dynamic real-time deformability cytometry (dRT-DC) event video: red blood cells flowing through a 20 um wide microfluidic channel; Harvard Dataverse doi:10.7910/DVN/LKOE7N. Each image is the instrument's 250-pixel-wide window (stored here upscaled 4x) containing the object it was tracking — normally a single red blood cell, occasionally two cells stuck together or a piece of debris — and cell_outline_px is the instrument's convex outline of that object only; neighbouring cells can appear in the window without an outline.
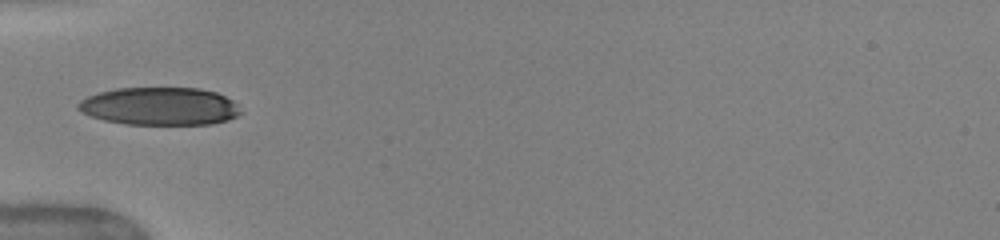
{"species": "human", "species_latin": "Homo sapiens", "temperature_condition": "warm", "stored_images_in_passage": 34, "camera_frame_rate_fps": 3000, "um_per_image_px": 0.085, "donor": {"sex": "female"}, "frame": {"image": 1, "passage_image": 1, "time_ms": 0.0, "image_size_px": [1000, 240], "cell_outline_px": [[240, 112], [236, 116], [228, 120], [212, 124], [128, 124], [104, 120], [80, 112], [76, 108], [76, 104], [80, 100], [88, 96], [100, 92], [116, 88], [200, 88], [216, 92], [232, 100], [236, 104]], "centroid_in_image_um": [13.54, 9.03], "position_along_channel_um": 71.5, "area_um2": 35.78}}
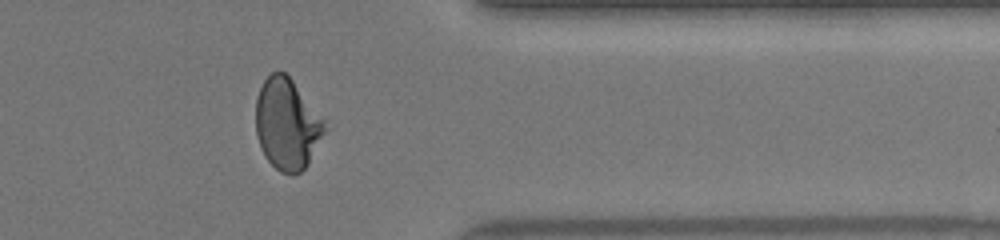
{"frame": {"image": 2, "passage_image": 25, "time_ms": 8.0, "image_size_px": [1000, 240], "cell_outline_px": [[324, 132], [308, 164], [300, 172], [280, 172], [264, 156], [260, 148], [256, 136], [256, 96], [264, 80], [272, 72], [284, 72], [292, 80], [324, 120]], "centroid_in_image_um": [24.35, 10.54], "position_along_channel_um": 387.0, "area_um2": 35.89}, "authors_computed_cell_mechanics": {"area_um2": 36.0672, "velocity_mm_per_s": 4.046, "shape_relaxation_time_tau1_ms": 4.7748, "shape_relaxation_time_tau2_ms": 0.7763, "deformation_change_tau1": 0.2028, "deformation_change_tau2": 0.0581}}